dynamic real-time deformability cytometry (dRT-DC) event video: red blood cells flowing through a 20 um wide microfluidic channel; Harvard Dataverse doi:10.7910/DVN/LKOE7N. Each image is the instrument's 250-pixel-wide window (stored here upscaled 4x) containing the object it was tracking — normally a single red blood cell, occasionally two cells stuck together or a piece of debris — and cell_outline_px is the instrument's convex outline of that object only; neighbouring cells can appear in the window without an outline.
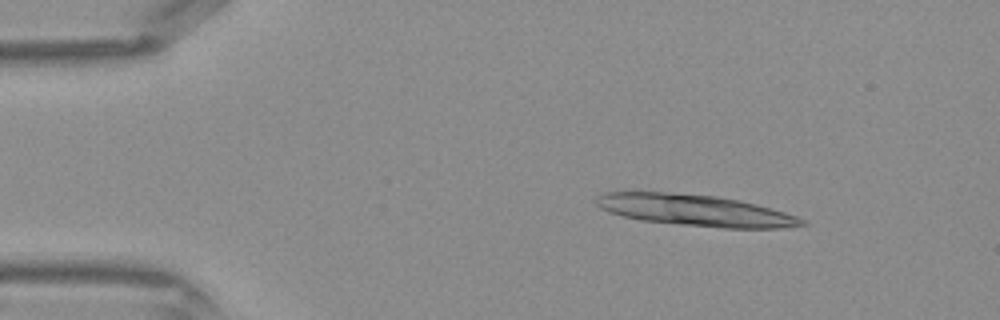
{"species": "Egyptian fruit bat (a non-hibernating species)", "species_latin": "Rousettus aegyptiacus", "temperature_condition": "warm", "stored_images_in_passage": 16, "camera_frame_rate_fps": 3000, "um_per_image_px": 0.085, "frame": {"image": 1, "passage_image": 4, "time_ms": 1.0, "image_size_px": [1000, 320], "cell_outline_px": [[808, 224], [780, 228], [724, 228], [680, 224], [640, 220], [608, 212], [600, 208], [596, 204], [596, 196], [604, 192], [668, 192], [716, 196], [740, 200], [756, 204], [784, 212], [796, 216], [804, 220]], "centroid_in_image_um": [59.06, 17.87], "position_along_channel_um": 25.9, "area_um2": 37.4}}
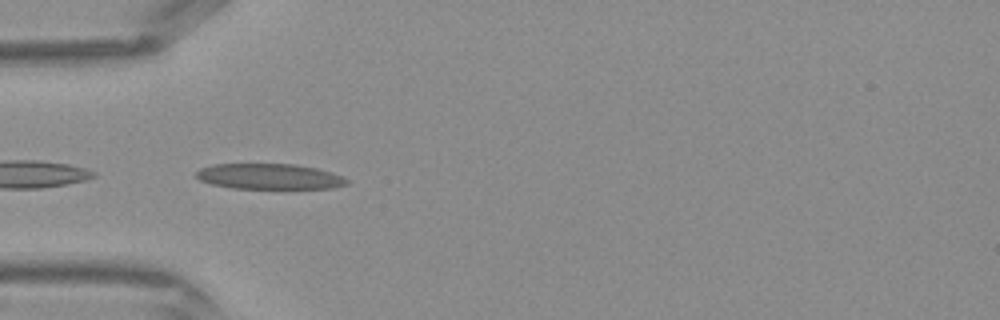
{"frame": {"image": 2, "passage_image": 11, "time_ms": 3.333, "image_size_px": [1000, 320], "cell_outline_px": [[348, 184], [332, 188], [232, 188], [212, 184], [200, 180], [196, 176], [196, 172], [200, 168], [212, 164], [292, 164], [316, 168], [340, 176], [348, 180]], "centroid_in_image_um": [22.85, 15.0], "position_along_channel_um": 62.2, "area_um2": 22.14}}